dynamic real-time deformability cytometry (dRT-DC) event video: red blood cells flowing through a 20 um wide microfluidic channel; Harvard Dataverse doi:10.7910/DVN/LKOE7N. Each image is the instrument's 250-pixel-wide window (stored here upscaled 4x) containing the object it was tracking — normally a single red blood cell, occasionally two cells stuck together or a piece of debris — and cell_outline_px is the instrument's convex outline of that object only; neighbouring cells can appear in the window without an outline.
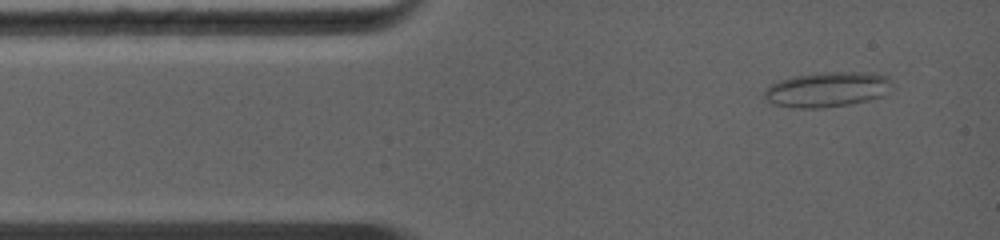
{"species": "common noctule bat (a hibernating species)", "species_latin": "Nyctalus noctula", "temperature_condition": "warm", "stored_images_in_passage": 41, "camera_frame_rate_fps": 5000, "um_per_image_px": 0.085, "animal": {"sex": "female", "body_mass_g": 19.0, "forearm_length_mm": 56.7}, "frame": {"image": 1, "passage_image": 2, "time_ms": 0.6, "image_size_px": [1000, 240], "cell_outline_px": [[892, 84], [880, 96], [868, 100], [848, 104], [820, 108], [796, 108], [772, 104], [764, 100], [764, 92], [772, 84], [780, 80], [796, 76], [824, 72], [872, 72], [888, 76]], "centroid_in_image_um": [70.28, 7.6], "position_along_channel_um": 14.7, "area_um2": 25.84}}
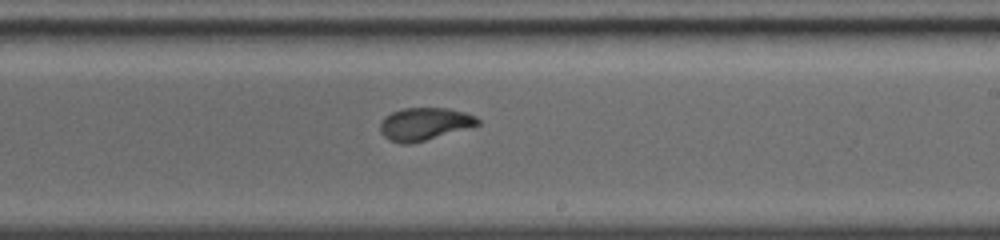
{"frame": {"image": 2, "passage_image": 18, "time_ms": 7.0, "image_size_px": [1000, 240], "cell_outline_px": [[480, 124], [472, 128], [412, 144], [400, 144], [388, 140], [380, 132], [380, 124], [384, 116], [392, 112], [404, 108], [448, 108], [464, 112], [476, 116], [480, 120]], "centroid_in_image_um": [36.1, 10.55], "position_along_channel_um": 252.9, "area_um2": 18.96}}
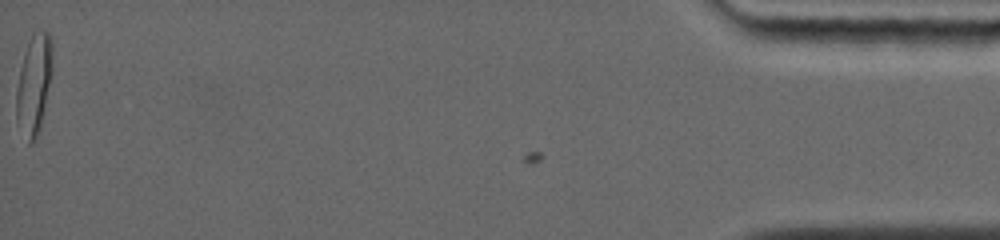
{"frame": {"image": 3, "passage_image": 41, "time_ms": 14.2, "image_size_px": [1000, 240], "cell_outline_px": [[52, 72], [40, 128], [36, 140], [32, 144], [28, 144], [16, 120], [16, 92], [20, 68], [32, 32], [48, 32], [52, 44]], "centroid_in_image_um": [2.88, 7.22], "position_along_channel_um": 432.3, "area_um2": 20.81}}